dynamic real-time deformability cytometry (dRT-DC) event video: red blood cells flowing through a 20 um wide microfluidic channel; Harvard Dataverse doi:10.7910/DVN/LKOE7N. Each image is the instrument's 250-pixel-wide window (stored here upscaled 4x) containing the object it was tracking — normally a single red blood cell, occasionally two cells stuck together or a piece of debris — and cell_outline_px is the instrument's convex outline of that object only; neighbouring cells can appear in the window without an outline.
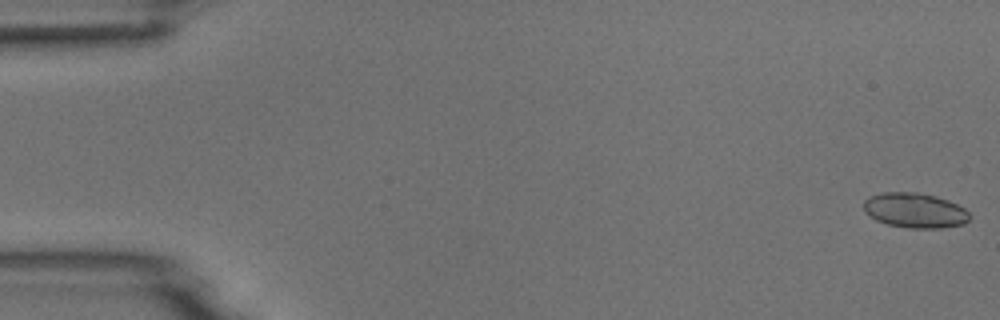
{"species": "common noctule bat (a hibernating species)", "species_latin": "Nyctalus noctula", "temperature_condition": "room temperature", "stored_images_in_passage": 5, "camera_frame_rate_fps": 3000, "um_per_image_px": 0.085, "animal": {"sex": "male", "body_mass_g": 18.8}, "frame": {"image": 1, "passage_image": 1, "time_ms": 0.0, "image_size_px": [1000, 320], "cell_outline_px": [[972, 216], [964, 224], [940, 228], [908, 228], [888, 224], [876, 220], [864, 212], [864, 200], [872, 196], [884, 192], [916, 192], [936, 196], [948, 200], [964, 208]], "centroid_in_image_um": [77.78, 17.89], "position_along_channel_um": 7.2, "area_um2": 21.56}}
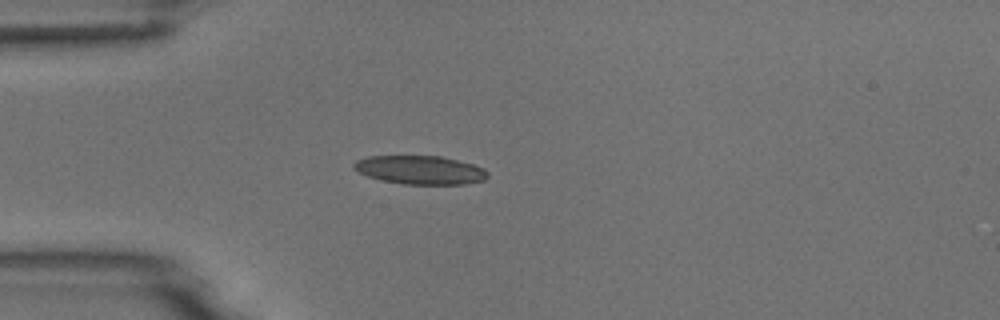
{"frame": {"image": 2, "passage_image": 5, "time_ms": 4.667, "image_size_px": [1000, 320], "cell_outline_px": [[488, 176], [484, 180], [464, 184], [404, 184], [384, 180], [368, 176], [352, 168], [352, 164], [356, 160], [368, 156], [440, 156], [472, 164], [484, 168], [488, 172]], "centroid_in_image_um": [35.71, 14.44], "position_along_channel_um": 49.3, "area_um2": 22.14}}